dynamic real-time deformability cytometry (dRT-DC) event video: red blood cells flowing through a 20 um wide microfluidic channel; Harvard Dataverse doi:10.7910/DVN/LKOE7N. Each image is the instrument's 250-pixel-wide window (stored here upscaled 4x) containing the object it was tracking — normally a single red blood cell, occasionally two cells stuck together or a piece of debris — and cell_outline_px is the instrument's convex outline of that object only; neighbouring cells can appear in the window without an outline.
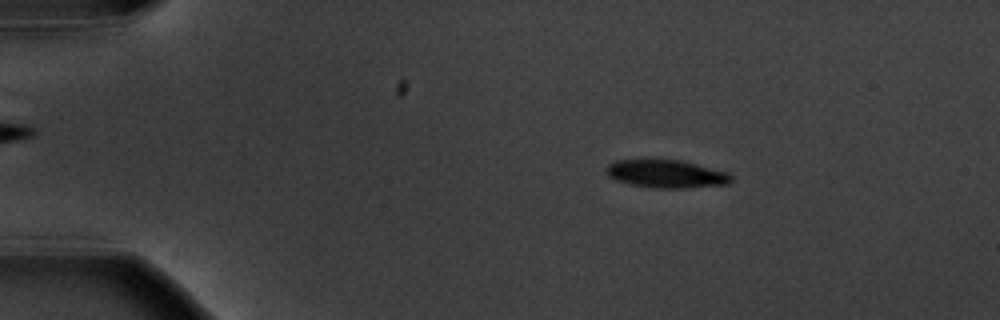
{"species": "common noctule bat (a hibernating species)", "species_latin": "Nyctalus noctula", "temperature_condition": "warm", "stored_images_in_passage": 4, "camera_frame_rate_fps": 3000, "um_per_image_px": 0.085, "animal": {"sex": "male", "body_mass_g": 20.1, "forearm_length_mm": 53.5}, "frame": {"image": 1, "passage_image": 2, "time_ms": 1.333, "image_size_px": [1000, 320], "cell_outline_px": [[732, 180], [728, 184], [688, 188], [652, 188], [632, 184], [616, 180], [608, 176], [604, 168], [608, 164], [616, 160], [680, 160], [728, 172], [732, 176]], "centroid_in_image_um": [56.63, 14.78], "position_along_channel_um": 28.4, "area_um2": 20.35}}